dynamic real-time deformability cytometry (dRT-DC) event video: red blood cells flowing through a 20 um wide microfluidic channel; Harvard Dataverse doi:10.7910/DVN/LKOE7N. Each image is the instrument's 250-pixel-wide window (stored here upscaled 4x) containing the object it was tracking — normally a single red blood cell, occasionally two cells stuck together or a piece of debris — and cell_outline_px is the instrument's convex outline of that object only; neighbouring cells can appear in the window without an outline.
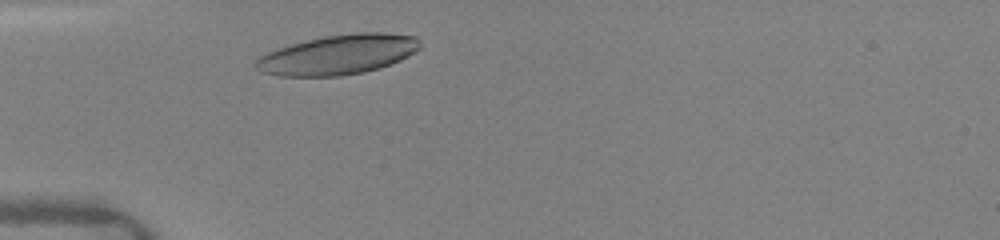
{"species": "human", "species_latin": "Homo sapiens", "temperature_condition": "warm", "stored_images_in_passage": 14, "camera_frame_rate_fps": 3000, "um_per_image_px": 0.085, "donor": {"sex": "female"}, "frame": {"image": 1, "passage_image": 5, "time_ms": 0.667, "image_size_px": [1000, 240], "cell_outline_px": [[420, 48], [408, 56], [400, 60], [364, 72], [340, 76], [280, 76], [260, 72], [252, 64], [256, 56], [276, 48], [324, 36], [356, 32], [384, 32], [416, 36], [420, 40]], "centroid_in_image_um": [28.68, 4.64], "position_along_channel_um": 56.3, "area_um2": 38.32}}
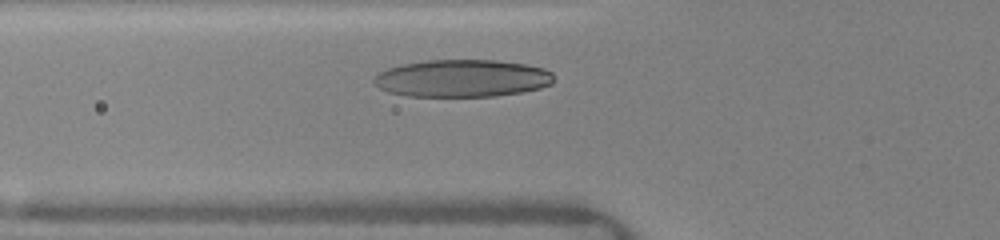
{"frame": {"image": 2, "passage_image": 11, "time_ms": 1.667, "image_size_px": [1000, 240], "cell_outline_px": [[556, 80], [552, 84], [540, 88], [524, 92], [496, 96], [408, 96], [388, 92], [372, 84], [372, 80], [376, 72], [400, 64], [424, 60], [496, 60], [524, 64], [544, 68], [552, 72]], "centroid_in_image_um": [39.27, 6.65], "position_along_channel_um": 86.5, "area_um2": 39.77}}